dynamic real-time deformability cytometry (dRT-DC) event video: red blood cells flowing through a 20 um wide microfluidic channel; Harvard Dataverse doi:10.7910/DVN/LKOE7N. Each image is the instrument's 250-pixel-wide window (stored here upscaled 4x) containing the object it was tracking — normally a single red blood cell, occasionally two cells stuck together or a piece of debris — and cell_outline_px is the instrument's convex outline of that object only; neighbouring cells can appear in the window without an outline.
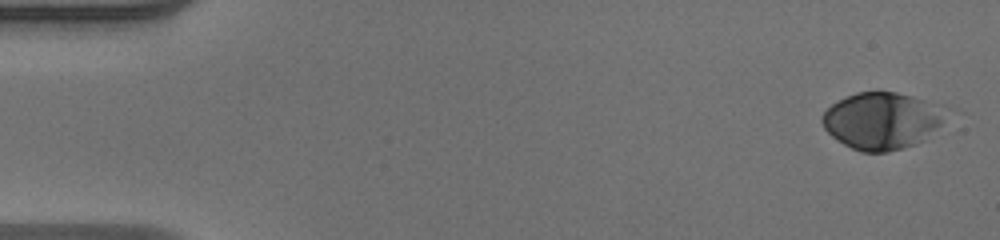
{"species": "human", "species_latin": "Homo sapiens", "temperature_condition": "warm", "stored_images_in_passage": 49, "camera_frame_rate_fps": 3000, "um_per_image_px": 0.085, "donor": {"sex": "male"}, "frame": {"image": 1, "passage_image": 1, "time_ms": 0.0, "image_size_px": [1000, 240], "cell_outline_px": [[964, 112], [924, 140], [916, 144], [904, 148], [888, 152], [860, 152], [844, 144], [832, 136], [824, 128], [820, 120], [820, 116], [832, 104], [856, 92], [876, 88], [896, 92], [960, 108]], "centroid_in_image_um": [75.24, 10.21], "position_along_channel_um": 9.8, "area_um2": 43.87}}
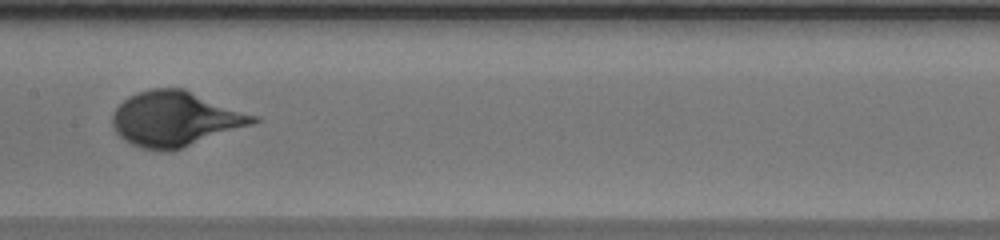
{"frame": {"image": 2, "passage_image": 25, "time_ms": 8.0, "image_size_px": [1000, 240], "cell_outline_px": [[264, 120], [172, 152], [160, 152], [140, 148], [124, 140], [116, 132], [112, 124], [112, 112], [128, 96], [152, 88], [184, 88], [260, 116]], "centroid_in_image_um": [14.94, 10.12], "position_along_channel_um": 192.5, "area_um2": 45.72}}
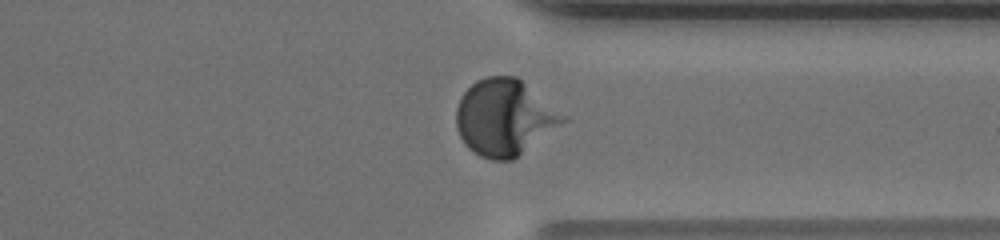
{"frame": {"image": 3, "passage_image": 38, "time_ms": 12.333, "image_size_px": [1000, 240], "cell_outline_px": [[568, 120], [512, 160], [492, 160], [480, 156], [468, 148], [464, 144], [456, 128], [456, 108], [460, 96], [476, 80], [484, 76], [516, 76], [564, 116]], "centroid_in_image_um": [42.82, 9.99], "position_along_channel_um": 368.6, "area_um2": 46.82}}